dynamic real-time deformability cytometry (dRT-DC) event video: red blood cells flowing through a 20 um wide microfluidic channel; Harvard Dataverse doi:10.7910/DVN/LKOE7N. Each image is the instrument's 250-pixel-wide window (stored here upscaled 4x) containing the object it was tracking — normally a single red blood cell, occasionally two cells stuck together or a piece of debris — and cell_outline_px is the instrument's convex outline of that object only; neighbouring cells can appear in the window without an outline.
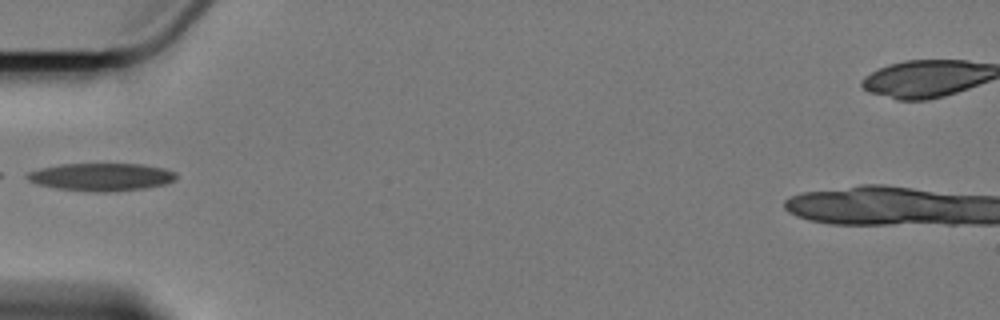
{"species": "Egyptian fruit bat (a non-hibernating species)", "species_latin": "Rousettus aegyptiacus", "temperature_condition": "cold", "stored_images_in_passage": 1, "camera_frame_rate_fps": 3000, "um_per_image_px": 0.085, "animal": {"sex": "female"}, "frame": {"image": 1, "passage_image": 1, "time_ms": 0.0, "image_size_px": [1000, 320], "cell_outline_px": [[176, 180], [164, 184], [144, 188], [108, 192], [104, 192], [56, 188], [40, 184], [28, 180], [24, 176], [28, 172], [40, 168], [60, 164], [144, 164], [164, 168], [176, 172]], "centroid_in_image_um": [8.63, 15.03], "position_along_channel_um": 76.4, "area_um2": 23.93}}